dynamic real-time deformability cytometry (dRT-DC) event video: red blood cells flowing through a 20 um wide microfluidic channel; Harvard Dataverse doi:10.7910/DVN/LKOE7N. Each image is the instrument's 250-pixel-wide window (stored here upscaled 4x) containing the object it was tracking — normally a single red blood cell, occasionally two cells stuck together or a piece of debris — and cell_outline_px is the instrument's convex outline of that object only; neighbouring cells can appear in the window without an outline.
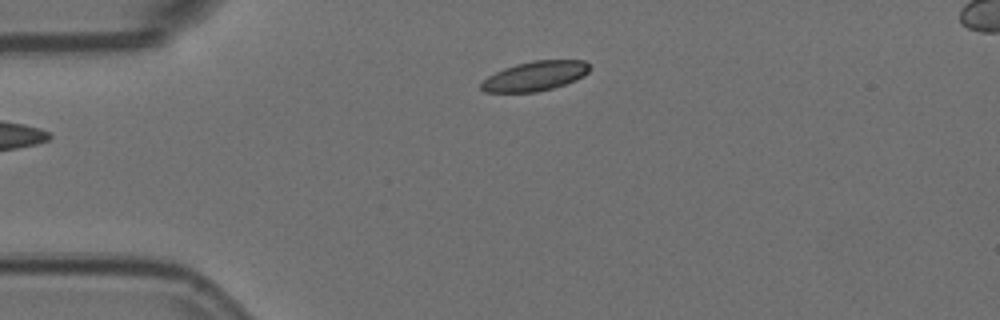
{"species": "Egyptian fruit bat (a non-hibernating species)", "species_latin": "Rousettus aegyptiacus", "temperature_condition": "room temperature", "stored_images_in_passage": 2, "camera_frame_rate_fps": 3000, "um_per_image_px": 0.085, "animal": {"sex": "female"}, "frame": {"image": 1, "passage_image": 2, "time_ms": 0.333, "image_size_px": [1000, 320], "cell_outline_px": [[588, 72], [584, 76], [576, 80], [552, 88], [536, 92], [484, 92], [480, 88], [480, 84], [488, 76], [504, 68], [516, 64], [532, 60], [584, 60], [588, 64]], "centroid_in_image_um": [45.46, 6.46], "position_along_channel_um": 39.5, "area_um2": 18.61}}